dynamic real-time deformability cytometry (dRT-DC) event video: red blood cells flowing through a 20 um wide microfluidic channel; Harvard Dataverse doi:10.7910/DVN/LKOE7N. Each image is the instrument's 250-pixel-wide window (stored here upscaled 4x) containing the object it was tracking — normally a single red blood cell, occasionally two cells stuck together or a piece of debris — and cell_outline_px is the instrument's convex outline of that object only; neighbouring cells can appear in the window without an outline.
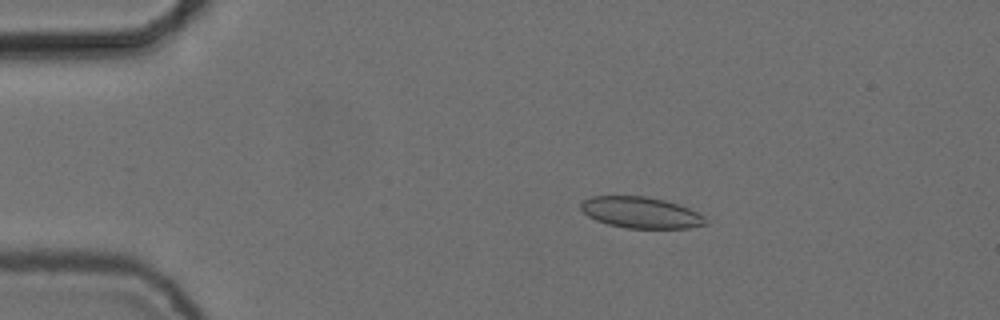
{"species": "common noctule bat (a hibernating species)", "species_latin": "Nyctalus noctula", "temperature_condition": "cold", "stored_images_in_passage": 32, "camera_frame_rate_fps": 3000, "um_per_image_px": 0.085, "animal": {"sex": "female", "body_mass_g": 24.6, "forearm_length_mm": 56.2}, "frame": {"image": 1, "passage_image": 2, "time_ms": 0.333, "image_size_px": [1000, 320], "cell_outline_px": [[708, 224], [688, 228], [624, 228], [608, 224], [596, 220], [588, 216], [580, 208], [580, 204], [584, 200], [592, 196], [644, 196], [664, 200], [688, 208], [704, 216], [708, 220]], "centroid_in_image_um": [54.47, 18.07], "position_along_channel_um": 30.5, "area_um2": 22.6}}
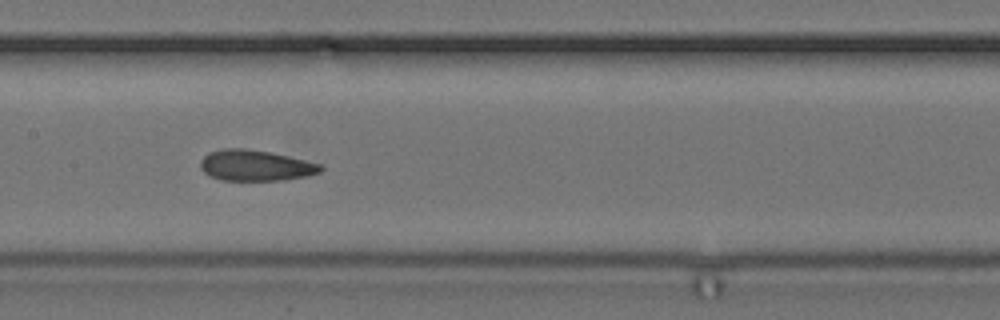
{"frame": {"image": 2, "passage_image": 19, "time_ms": 6.0, "image_size_px": [1000, 320], "cell_outline_px": [[324, 168], [320, 172], [304, 176], [280, 180], [220, 180], [208, 176], [200, 168], [200, 160], [208, 152], [224, 148], [244, 148], [268, 152], [304, 160], [320, 164]], "centroid_in_image_um": [21.64, 14.06], "position_along_channel_um": 185.8, "area_um2": 21.44}}
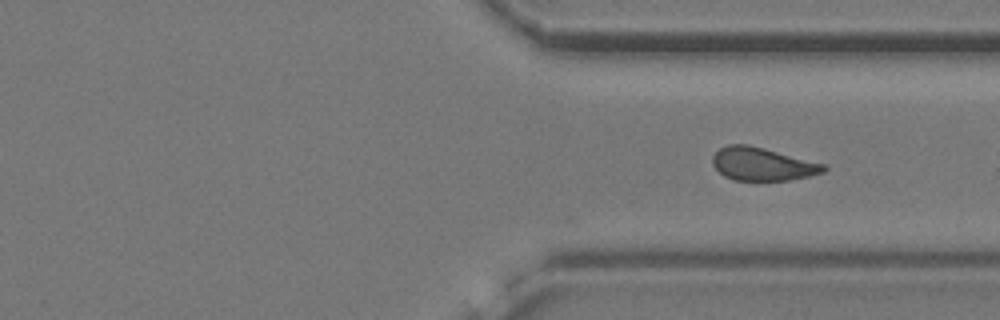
{"frame": {"image": 3, "passage_image": 32, "time_ms": 10.333, "image_size_px": [1000, 320], "cell_outline_px": [[828, 168], [824, 172], [808, 176], [788, 180], [732, 180], [724, 176], [712, 164], [712, 156], [720, 148], [728, 144], [748, 144], [828, 164]], "centroid_in_image_um": [64.83, 13.94], "position_along_channel_um": 346.6, "area_um2": 21.56}}